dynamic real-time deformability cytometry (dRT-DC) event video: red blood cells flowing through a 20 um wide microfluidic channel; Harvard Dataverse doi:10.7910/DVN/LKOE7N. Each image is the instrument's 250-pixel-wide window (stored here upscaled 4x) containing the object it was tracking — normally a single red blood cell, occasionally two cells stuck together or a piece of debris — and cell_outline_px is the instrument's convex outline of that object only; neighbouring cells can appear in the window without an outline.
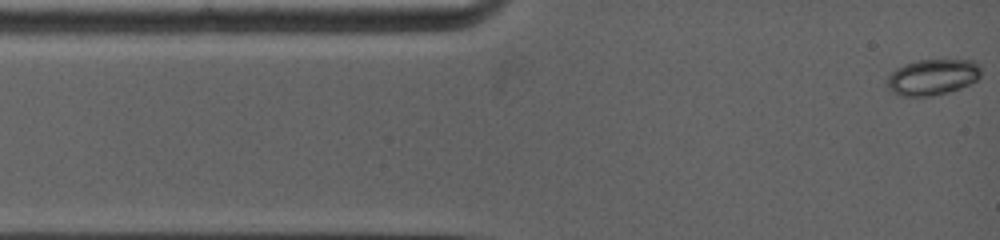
{"species": "common noctule bat (a hibernating species)", "species_latin": "Nyctalus noctula", "temperature_condition": "warm", "stored_images_in_passage": 64, "camera_frame_rate_fps": 5000, "um_per_image_px": 0.085, "animal": {"sex": "female", "body_mass_g": 19.0, "forearm_length_mm": 53.3}, "frame": {"image": 1, "passage_image": 1, "time_ms": 0.0, "image_size_px": [1000, 240], "cell_outline_px": [[980, 76], [976, 80], [960, 88], [948, 92], [932, 96], [904, 96], [892, 92], [888, 88], [888, 76], [896, 68], [904, 64], [916, 60], [976, 60], [980, 64]], "centroid_in_image_um": [79.28, 6.54], "position_along_channel_um": 5.7, "area_um2": 19.65}}
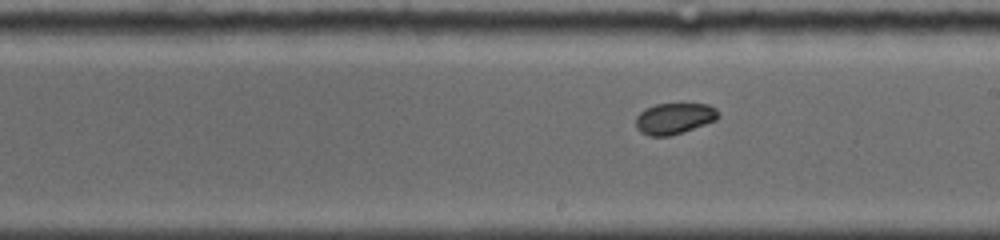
{"frame": {"image": 2, "passage_image": 30, "time_ms": 7.0, "image_size_px": [1000, 240], "cell_outline_px": [[720, 116], [716, 120], [668, 136], [648, 136], [640, 132], [636, 128], [636, 116], [640, 112], [656, 104], [708, 104], [716, 108], [720, 112]], "centroid_in_image_um": [57.31, 10.06], "position_along_channel_um": 231.7, "area_um2": 14.8}}
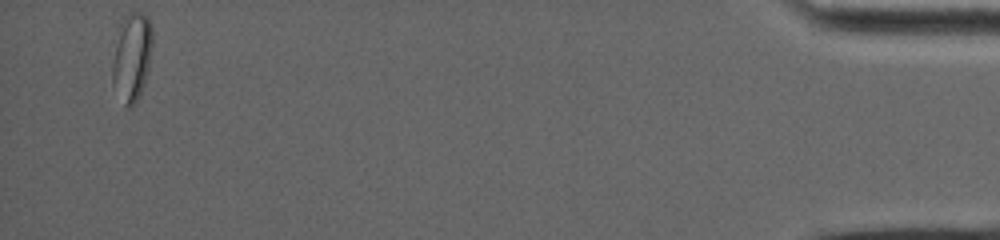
{"frame": {"image": 3, "passage_image": 64, "time_ms": 15.0, "image_size_px": [1000, 240], "cell_outline_px": [[152, 48], [148, 68], [144, 84], [132, 108], [128, 108], [124, 104], [112, 84], [112, 40], [116, 28], [124, 16], [132, 12], [140, 12], [148, 16], [152, 24]], "centroid_in_image_um": [11.16, 4.76], "position_along_channel_um": 424.0, "area_um2": 21.39}, "authors_computed_cell_mechanics": {"area_um2": 15.8083, "velocity_mm_per_s": 3.98, "shape_relaxation_time_tau1_ms": null, "shape_relaxation_time_tau2_ms": 2.8818, "deformation_change_tau1": null, "deformation_change_tau2": 0.0336}}